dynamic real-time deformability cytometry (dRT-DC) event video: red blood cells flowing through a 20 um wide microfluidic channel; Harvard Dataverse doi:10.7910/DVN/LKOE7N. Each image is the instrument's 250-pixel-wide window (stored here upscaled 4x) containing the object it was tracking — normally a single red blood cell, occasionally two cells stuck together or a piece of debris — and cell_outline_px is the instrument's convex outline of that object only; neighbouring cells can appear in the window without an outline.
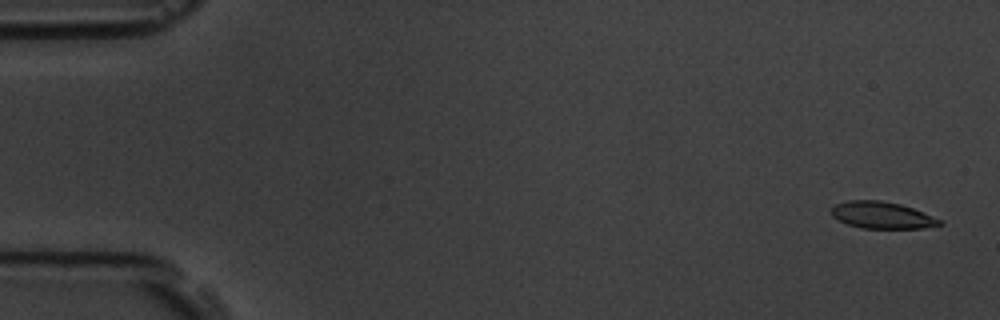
{"species": "common noctule bat (a hibernating species)", "species_latin": "Nyctalus noctula", "temperature_condition": "room temperature", "stored_images_in_passage": 5, "camera_frame_rate_fps": 3000, "um_per_image_px": 0.085, "animal": {"sex": "male", "body_mass_g": 19.5, "forearm_length_mm": 54.6}, "frame": {"image": 1, "passage_image": 1, "time_ms": 0.0, "image_size_px": [1000, 320], "cell_outline_px": [[944, 224], [924, 228], [860, 228], [848, 224], [832, 216], [832, 208], [836, 204], [848, 200], [880, 200], [900, 204], [912, 208], [932, 216], [940, 220]], "centroid_in_image_um": [74.96, 18.29], "position_along_channel_um": 10.0, "area_um2": 16.7}}